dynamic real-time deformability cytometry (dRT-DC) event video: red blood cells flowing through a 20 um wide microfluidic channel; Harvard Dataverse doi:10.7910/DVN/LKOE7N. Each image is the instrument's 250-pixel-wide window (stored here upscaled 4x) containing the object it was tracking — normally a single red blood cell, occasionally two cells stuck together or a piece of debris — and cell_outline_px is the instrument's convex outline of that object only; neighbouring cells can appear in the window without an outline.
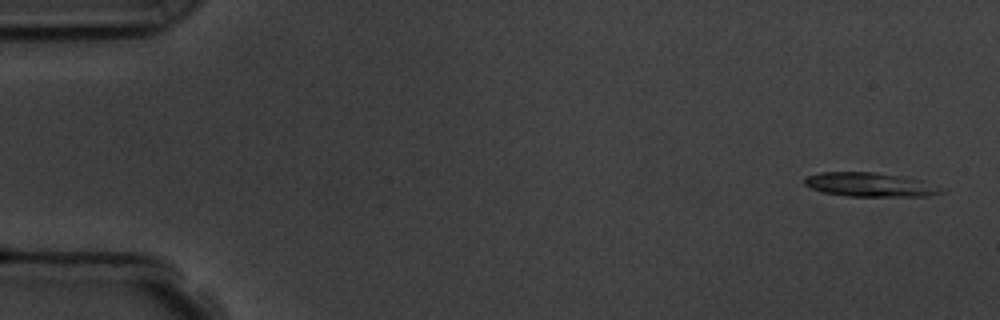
{"species": "common noctule bat (a hibernating species)", "species_latin": "Nyctalus noctula", "temperature_condition": "room temperature", "stored_images_in_passage": 4, "camera_frame_rate_fps": 3000, "um_per_image_px": 0.085, "animal": {"sex": "male", "body_mass_g": 19.5, "forearm_length_mm": 54.6}, "frame": {"image": 1, "passage_image": 1, "time_ms": 0.0, "image_size_px": [1000, 320], "cell_outline_px": [[948, 188], [944, 192], [928, 196], [848, 196], [824, 192], [812, 188], [804, 184], [804, 180], [808, 176], [820, 172], [876, 172], [900, 176], [920, 180]], "centroid_in_image_um": [74.02, 15.7], "position_along_channel_um": 11.0, "area_um2": 19.13}}
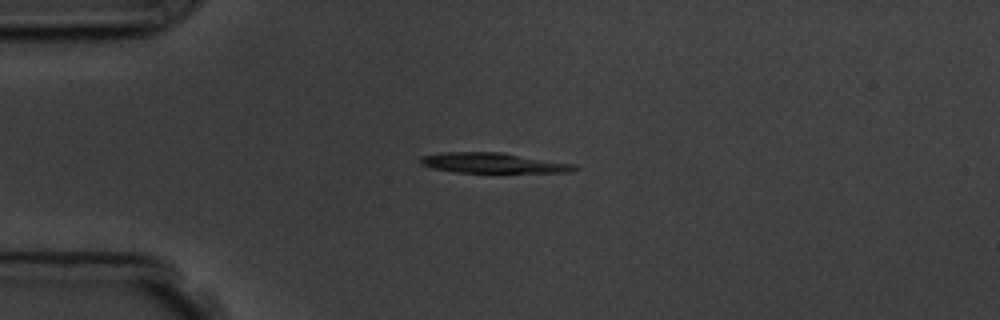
{"frame": {"image": 2, "passage_image": 4, "time_ms": 3.667, "image_size_px": [1000, 320], "cell_outline_px": [[580, 168], [572, 172], [456, 172], [432, 168], [420, 164], [420, 156], [444, 152], [500, 152], [572, 164]], "centroid_in_image_um": [41.85, 13.85], "position_along_channel_um": 43.1, "area_um2": 17.86}}